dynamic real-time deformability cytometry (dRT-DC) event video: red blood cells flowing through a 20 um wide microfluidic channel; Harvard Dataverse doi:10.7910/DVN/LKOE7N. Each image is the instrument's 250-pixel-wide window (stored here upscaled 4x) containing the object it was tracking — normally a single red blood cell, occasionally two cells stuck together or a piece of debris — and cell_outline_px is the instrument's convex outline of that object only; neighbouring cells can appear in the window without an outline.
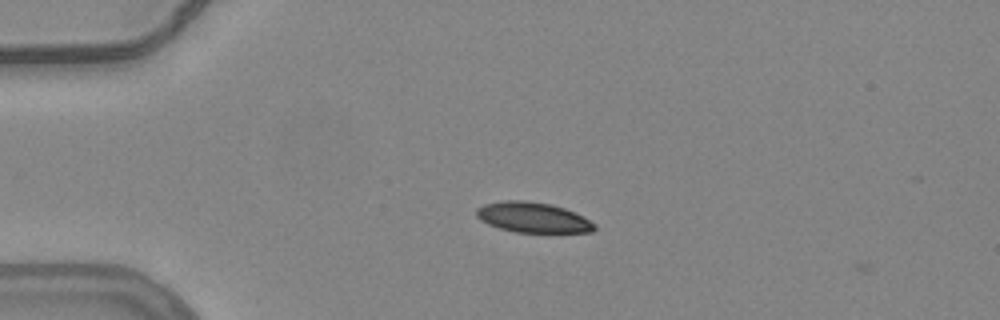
{"species": "common noctule bat (a hibernating species)", "species_latin": "Nyctalus noctula", "temperature_condition": "warm", "stored_images_in_passage": 3, "camera_frame_rate_fps": 3000, "um_per_image_px": 0.085, "animal": {"sex": "female", "body_mass_g": 24.6, "forearm_length_mm": 56.2}, "frame": {"image": 1, "passage_image": 2, "time_ms": 0.333, "image_size_px": [1000, 320], "cell_outline_px": [[596, 228], [592, 232], [516, 232], [500, 228], [488, 224], [480, 220], [476, 216], [476, 208], [484, 204], [504, 200], [524, 200], [552, 204], [564, 208], [596, 224]], "centroid_in_image_um": [45.25, 18.47], "position_along_channel_um": 39.7, "area_um2": 20.69}}